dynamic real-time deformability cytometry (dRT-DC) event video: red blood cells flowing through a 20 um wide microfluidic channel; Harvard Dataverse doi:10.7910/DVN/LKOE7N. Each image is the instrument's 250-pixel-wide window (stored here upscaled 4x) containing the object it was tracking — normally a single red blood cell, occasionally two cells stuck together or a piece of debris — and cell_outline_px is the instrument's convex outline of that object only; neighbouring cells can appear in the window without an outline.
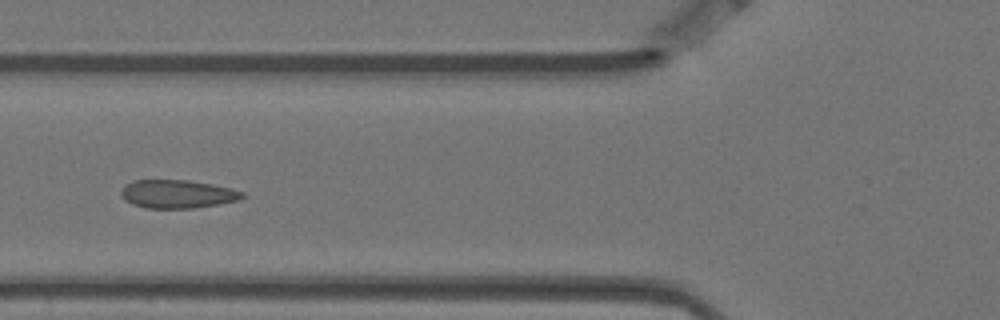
{"species": "Egyptian fruit bat (a non-hibernating species)", "species_latin": "Rousettus aegyptiacus", "temperature_condition": "warm", "stored_images_in_passage": 6, "camera_frame_rate_fps": 3000, "um_per_image_px": 0.085, "animal": {"sex": "female"}, "frame": {"image": 1, "passage_image": 5, "time_ms": 1.333, "image_size_px": [1000, 320], "cell_outline_px": [[244, 196], [240, 200], [192, 208], [144, 208], [132, 204], [124, 200], [120, 192], [132, 180], [188, 180], [212, 184], [232, 188], [244, 192]], "centroid_in_image_um": [15.09, 16.49], "position_along_channel_um": 110.7, "area_um2": 19.94}}
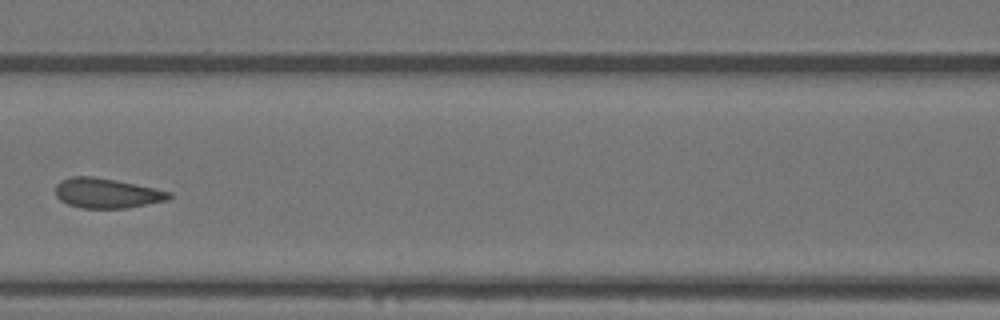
{"frame": {"image": 2, "passage_image": 6, "time_ms": 1.667, "image_size_px": [1000, 320], "cell_outline_px": [[172, 196], [168, 200], [124, 208], [80, 208], [68, 204], [60, 200], [56, 196], [56, 184], [60, 180], [72, 176], [92, 176], [116, 180], [136, 184], [172, 192]], "centroid_in_image_um": [9.06, 16.41], "position_along_channel_um": 157.5, "area_um2": 19.77}}